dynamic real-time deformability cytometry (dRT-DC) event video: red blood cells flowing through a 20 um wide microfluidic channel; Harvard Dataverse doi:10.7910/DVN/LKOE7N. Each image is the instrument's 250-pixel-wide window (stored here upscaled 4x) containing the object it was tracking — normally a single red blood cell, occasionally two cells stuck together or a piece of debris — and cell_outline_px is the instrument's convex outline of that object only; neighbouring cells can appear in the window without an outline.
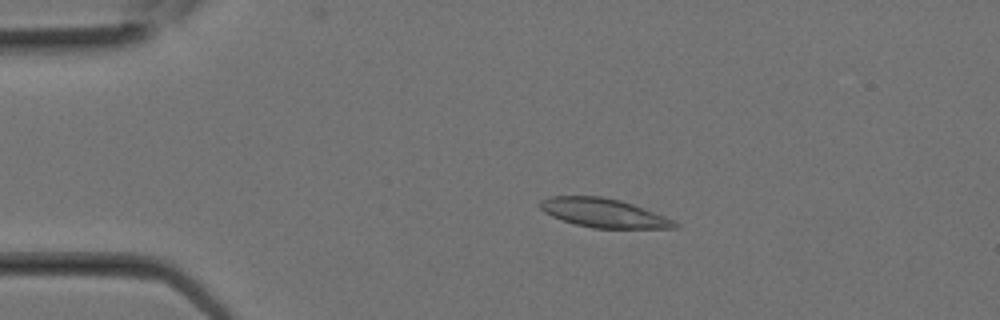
{"species": "Egyptian fruit bat (a non-hibernating species)", "species_latin": "Rousettus aegyptiacus", "temperature_condition": "room temperature", "stored_images_in_passage": 11, "camera_frame_rate_fps": 3000, "um_per_image_px": 0.085, "animal": {"sex": "female"}, "frame": {"image": 1, "passage_image": 5, "time_ms": 1.333, "image_size_px": [1000, 320], "cell_outline_px": [[680, 224], [676, 228], [592, 228], [576, 224], [552, 216], [544, 212], [540, 208], [540, 200], [552, 196], [600, 196], [620, 200], [632, 204], [664, 216]], "centroid_in_image_um": [51.29, 18.1], "position_along_channel_um": 33.7, "area_um2": 22.37}}
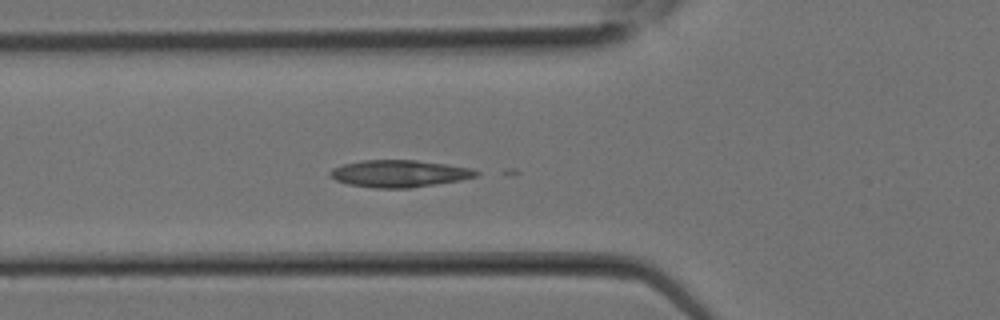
{"frame": {"image": 2, "passage_image": 9, "time_ms": 2.667, "image_size_px": [1000, 320], "cell_outline_px": [[480, 172], [476, 176], [460, 180], [408, 188], [372, 188], [348, 184], [336, 180], [328, 176], [328, 172], [332, 168], [344, 164], [360, 160], [416, 160], [448, 164], [472, 168]], "centroid_in_image_um": [33.9, 14.75], "position_along_channel_um": 91.9, "area_um2": 23.12}}